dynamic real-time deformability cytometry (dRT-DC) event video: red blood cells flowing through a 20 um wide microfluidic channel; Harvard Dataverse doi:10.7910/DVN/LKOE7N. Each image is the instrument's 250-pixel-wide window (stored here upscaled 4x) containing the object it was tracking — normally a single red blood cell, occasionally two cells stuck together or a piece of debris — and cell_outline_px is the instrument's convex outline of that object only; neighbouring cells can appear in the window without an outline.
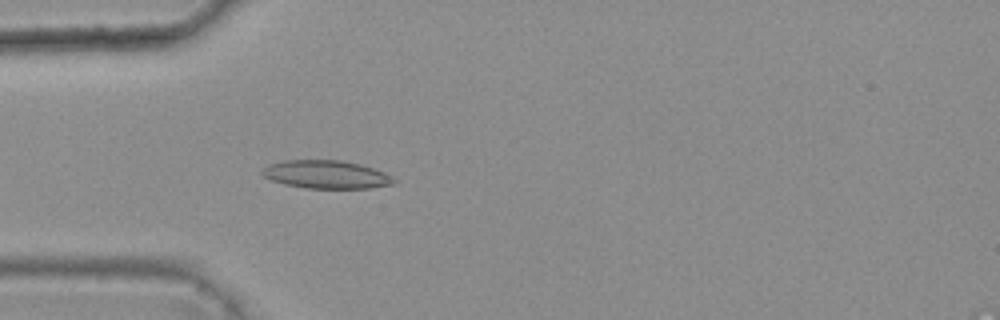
{"species": "common noctule bat (a hibernating species)", "species_latin": "Nyctalus noctula", "temperature_condition": "warm", "stored_images_in_passage": 42, "camera_frame_rate_fps": 3000, "um_per_image_px": 0.085, "animal": {"sex": "female", "body_mass_g": 25.1}, "frame": {"image": 1, "passage_image": 12, "time_ms": 3.667, "image_size_px": [1000, 320], "cell_outline_px": [[396, 184], [372, 188], [304, 188], [284, 184], [272, 180], [264, 176], [260, 172], [268, 164], [284, 160], [344, 160], [360, 164], [384, 172], [396, 180]], "centroid_in_image_um": [27.74, 14.83], "position_along_channel_um": 57.3, "area_um2": 21.68}}
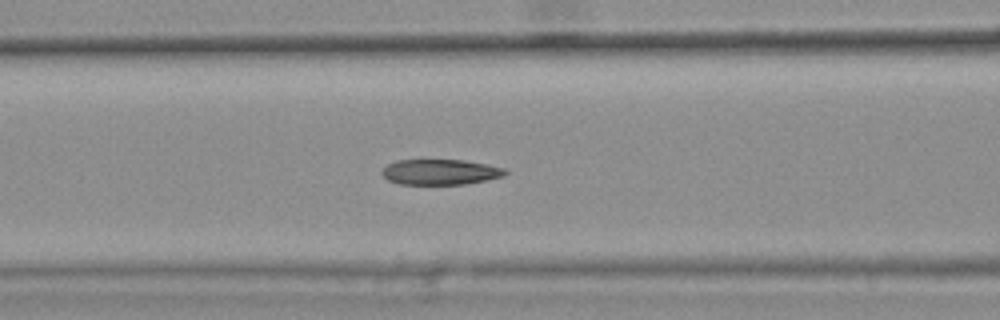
{"frame": {"image": 2, "passage_image": 18, "time_ms": 5.667, "image_size_px": [1000, 320], "cell_outline_px": [[508, 172], [504, 176], [464, 184], [400, 184], [388, 180], [380, 172], [388, 164], [396, 160], [464, 160], [504, 168]], "centroid_in_image_um": [37.4, 14.62], "position_along_channel_um": 129.2, "area_um2": 18.09}}
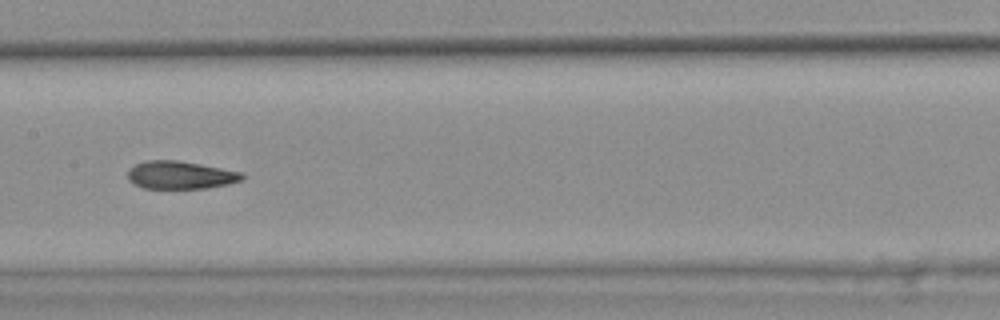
{"frame": {"image": 3, "passage_image": 23, "time_ms": 7.333, "image_size_px": [1000, 320], "cell_outline_px": [[244, 180], [228, 184], [204, 188], [144, 188], [128, 180], [128, 168], [144, 160], [176, 160], [200, 164], [244, 172]], "centroid_in_image_um": [15.35, 14.87], "position_along_channel_um": 192.1, "area_um2": 18.61}, "authors_computed_cell_mechanics": {"area_um2": 19.6231, "velocity_mm_per_s": 3.7821, "shape_relaxation_time_tau1_ms": 10.5307, "shape_relaxation_time_tau2_ms": 2.1766, "deformation_change_tau1": 0.2621, "deformation_change_tau2": 0.0957}}